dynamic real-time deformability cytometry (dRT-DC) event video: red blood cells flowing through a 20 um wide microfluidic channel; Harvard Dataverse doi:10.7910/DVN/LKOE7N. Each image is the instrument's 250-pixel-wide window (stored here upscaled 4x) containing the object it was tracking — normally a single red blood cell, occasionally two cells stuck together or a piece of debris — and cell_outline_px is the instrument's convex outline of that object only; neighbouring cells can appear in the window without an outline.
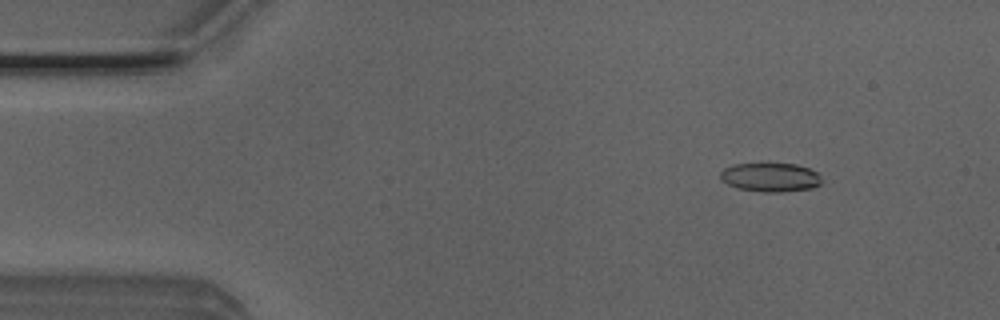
{"species": "Egyptian fruit bat (a non-hibernating species)", "species_latin": "Rousettus aegyptiacus", "temperature_condition": "room temperature", "stored_images_in_passage": 51, "camera_frame_rate_fps": 3000, "um_per_image_px": 0.085, "animal": {"sex": "male"}, "frame": {"image": 1, "passage_image": 6, "time_ms": 1.667, "image_size_px": [1000, 320], "cell_outline_px": [[820, 184], [812, 188], [780, 192], [764, 192], [740, 188], [728, 184], [720, 180], [720, 172], [724, 168], [732, 164], [768, 160], [796, 164], [808, 168], [816, 172], [820, 176]], "centroid_in_image_um": [65.44, 15.0], "position_along_channel_um": 19.6, "area_um2": 17.8}}
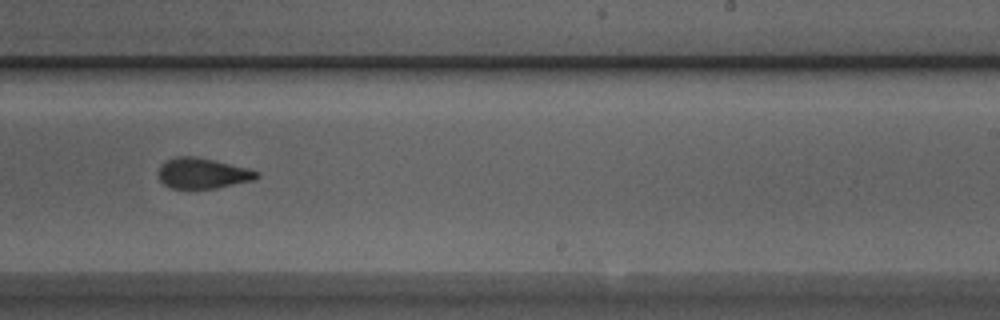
{"frame": {"image": 2, "passage_image": 31, "time_ms": 10.0, "image_size_px": [1000, 320], "cell_outline_px": [[260, 176], [256, 180], [216, 188], [168, 188], [160, 180], [156, 172], [160, 164], [176, 156], [196, 156], [248, 168], [260, 172]], "centroid_in_image_um": [17.22, 14.73], "position_along_channel_um": 271.8, "area_um2": 17.74}}
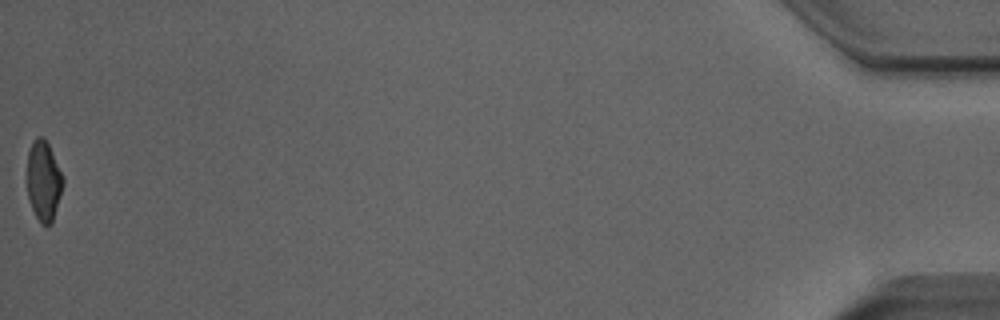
{"frame": {"image": 3, "passage_image": 51, "time_ms": 16.667, "image_size_px": [1000, 320], "cell_outline_px": [[64, 184], [52, 224], [48, 228], [40, 224], [32, 208], [28, 196], [28, 152], [32, 140], [36, 136], [44, 136], [64, 176]], "centroid_in_image_um": [3.73, 15.39], "position_along_channel_um": 431.5, "area_um2": 16.99}, "authors_computed_cell_mechanics": {"area_um2": 17.8024, "velocity_mm_per_s": 4.011, "shape_relaxation_time_tau1_ms": null, "shape_relaxation_time_tau2_ms": 2.3489, "deformation_change_tau1": null, "deformation_change_tau2": 0.0989}}